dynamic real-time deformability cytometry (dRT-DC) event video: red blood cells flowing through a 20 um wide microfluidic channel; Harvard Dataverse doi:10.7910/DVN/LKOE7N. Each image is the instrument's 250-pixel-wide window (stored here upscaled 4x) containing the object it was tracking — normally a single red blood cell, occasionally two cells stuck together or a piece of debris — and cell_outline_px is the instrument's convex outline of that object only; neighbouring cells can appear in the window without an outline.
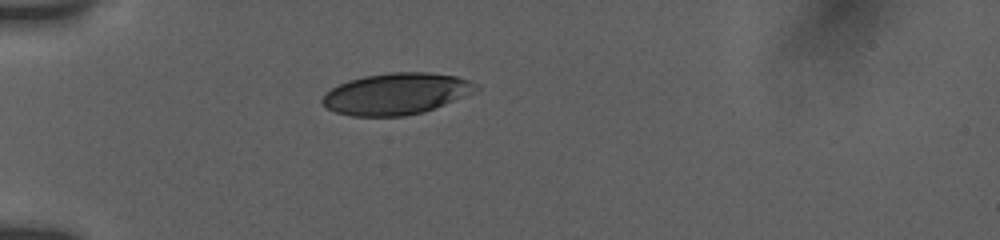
{"species": "human", "species_latin": "Homo sapiens", "temperature_condition": "room temperature", "stored_images_in_passage": 37, "camera_frame_rate_fps": 3000, "um_per_image_px": 0.085, "donor": {"sex": "female"}, "frame": {"image": 1, "passage_image": 1, "time_ms": 0.0, "image_size_px": [1000, 240], "cell_outline_px": [[480, 88], [476, 92], [424, 112], [404, 116], [352, 116], [336, 112], [328, 108], [320, 100], [332, 88], [348, 80], [364, 76], [392, 72], [428, 72], [456, 76], [468, 80], [476, 84]], "centroid_in_image_um": [33.71, 7.97], "position_along_channel_um": 51.3, "area_um2": 36.99}}
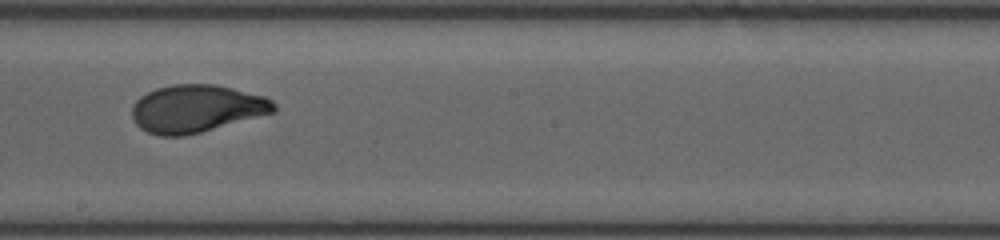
{"frame": {"image": 2, "passage_image": 14, "time_ms": 5.333, "image_size_px": [1000, 240], "cell_outline_px": [[276, 112], [200, 132], [184, 136], [160, 136], [148, 132], [140, 128], [132, 120], [132, 104], [140, 96], [156, 88], [172, 84], [216, 84], [264, 96], [272, 100], [276, 104]], "centroid_in_image_um": [16.68, 9.23], "position_along_channel_um": 231.5, "area_um2": 39.48}}
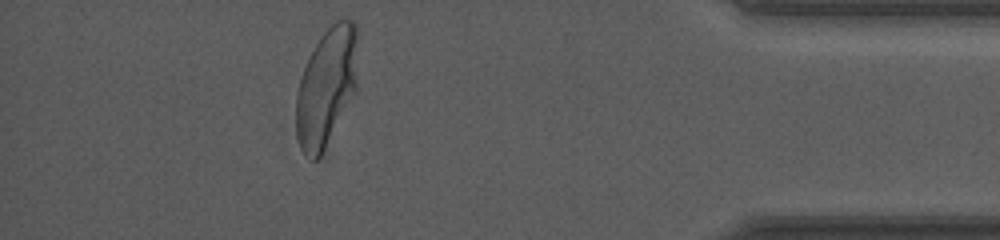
{"frame": {"image": 3, "passage_image": 32, "time_ms": 11.0, "image_size_px": [1000, 240], "cell_outline_px": [[356, 88], [320, 156], [316, 160], [312, 160], [300, 148], [296, 136], [296, 92], [308, 56], [324, 32], [336, 20], [352, 20], [356, 24]], "centroid_in_image_um": [27.71, 7.38], "position_along_channel_um": 407.5, "area_um2": 41.67}, "authors_computed_cell_mechanics": {"area_um2": 39.4774, "velocity_mm_per_s": 3.7849, "shape_relaxation_time_tau1_ms": 4.7627, "shape_relaxation_time_tau2_ms": null, "deformation_change_tau1": 0.1651, "deformation_change_tau2": null}}